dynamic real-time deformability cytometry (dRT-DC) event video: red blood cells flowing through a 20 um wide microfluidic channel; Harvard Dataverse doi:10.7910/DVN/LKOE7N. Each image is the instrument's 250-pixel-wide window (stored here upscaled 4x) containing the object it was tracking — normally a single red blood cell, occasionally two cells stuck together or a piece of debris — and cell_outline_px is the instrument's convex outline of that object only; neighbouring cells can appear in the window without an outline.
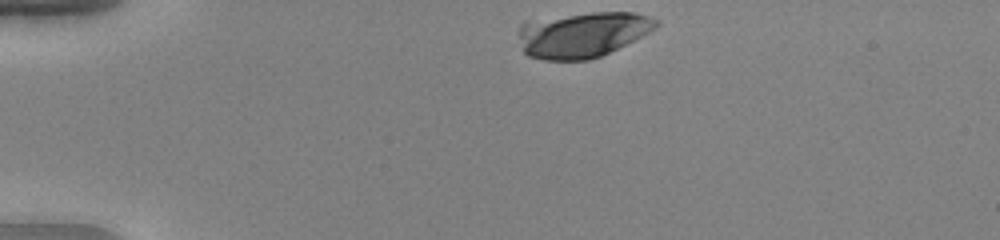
{"species": "human", "species_latin": "Homo sapiens", "temperature_condition": "warm", "stored_images_in_passage": 10, "camera_frame_rate_fps": 3000, "um_per_image_px": 0.085, "donor": {"sex": "female"}, "frame": {"image": 1, "passage_image": 1, "time_ms": 0.0, "image_size_px": [1000, 240], "cell_outline_px": [[660, 24], [656, 28], [600, 56], [588, 60], [544, 60], [528, 56], [524, 52], [520, 36], [520, 24], [524, 20], [592, 12], [632, 12], [648, 16], [660, 20]], "centroid_in_image_um": [49.49, 2.92], "position_along_channel_um": 35.5, "area_um2": 36.24}}
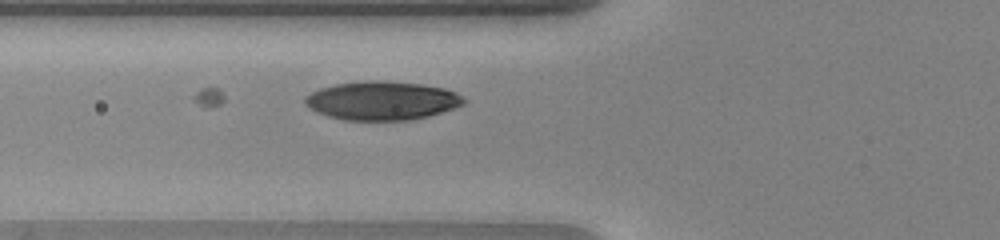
{"frame": {"image": 2, "passage_image": 10, "time_ms": 3.0, "image_size_px": [1000, 240], "cell_outline_px": [[468, 100], [464, 104], [456, 108], [428, 116], [412, 120], [344, 120], [328, 116], [316, 112], [304, 104], [304, 96], [320, 88], [336, 84], [368, 80], [376, 80], [420, 84], [444, 88], [456, 92]], "centroid_in_image_um": [32.48, 8.56], "position_along_channel_um": 93.3, "area_um2": 35.95}}